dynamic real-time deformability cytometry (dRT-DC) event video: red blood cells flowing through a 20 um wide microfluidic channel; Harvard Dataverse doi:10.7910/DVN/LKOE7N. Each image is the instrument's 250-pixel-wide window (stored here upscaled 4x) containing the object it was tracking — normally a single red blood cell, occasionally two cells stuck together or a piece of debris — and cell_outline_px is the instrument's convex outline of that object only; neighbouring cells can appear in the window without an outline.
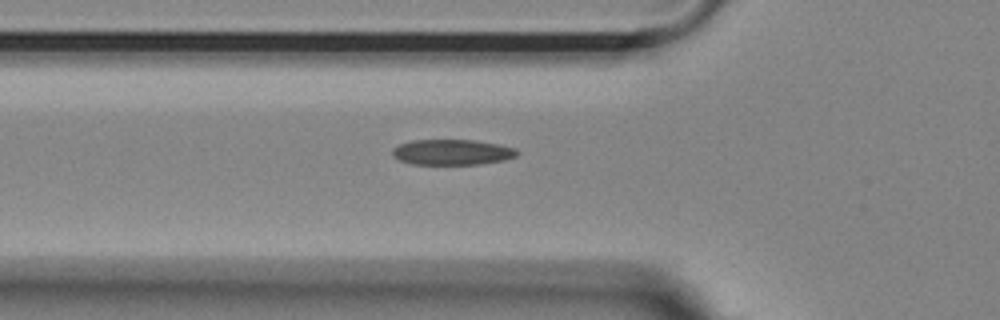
{"species": "Egyptian fruit bat (a non-hibernating species)", "species_latin": "Rousettus aegyptiacus", "temperature_condition": "room temperature", "stored_images_in_passage": 33, "camera_frame_rate_fps": 3000, "um_per_image_px": 0.085, "animal": {"sex": "female"}, "frame": {"image": 1, "passage_image": 2, "time_ms": 0.333, "image_size_px": [1000, 320], "cell_outline_px": [[520, 152], [516, 156], [504, 160], [480, 164], [412, 164], [400, 160], [392, 156], [392, 148], [400, 144], [412, 140], [476, 140], [500, 144], [516, 148]], "centroid_in_image_um": [38.45, 12.93], "position_along_channel_um": 87.3, "area_um2": 18.67}}
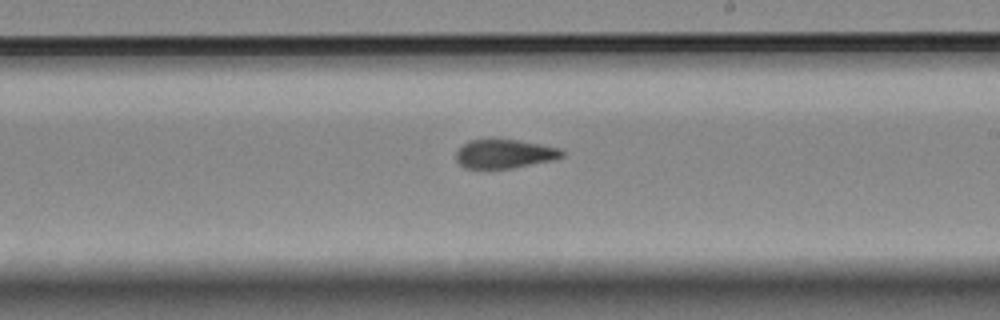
{"frame": {"image": 2, "passage_image": 15, "time_ms": 4.667, "image_size_px": [1000, 320], "cell_outline_px": [[564, 156], [552, 160], [512, 168], [464, 168], [456, 160], [456, 152], [468, 140], [492, 136], [540, 144], [560, 148], [564, 152]], "centroid_in_image_um": [42.85, 13.03], "position_along_channel_um": 246.2, "area_um2": 18.26}}
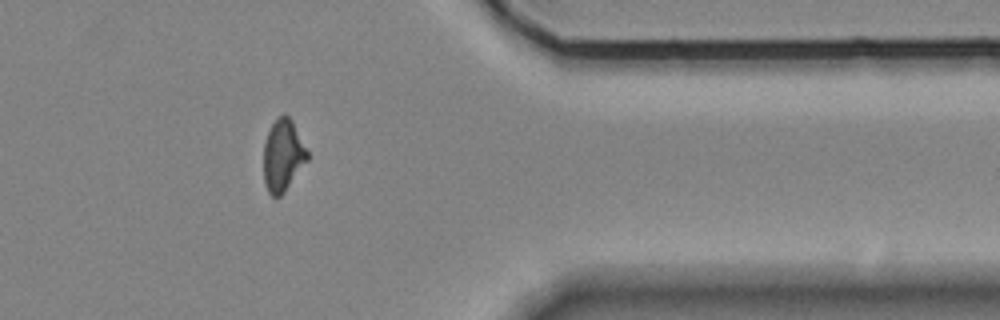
{"frame": {"image": 3, "passage_image": 28, "time_ms": 9.0, "image_size_px": [1000, 320], "cell_outline_px": [[308, 160], [284, 192], [280, 196], [272, 196], [268, 192], [264, 184], [264, 144], [268, 132], [276, 116], [284, 112], [292, 120], [308, 152]], "centroid_in_image_um": [24.04, 13.19], "position_along_channel_um": 387.4, "area_um2": 18.32}}